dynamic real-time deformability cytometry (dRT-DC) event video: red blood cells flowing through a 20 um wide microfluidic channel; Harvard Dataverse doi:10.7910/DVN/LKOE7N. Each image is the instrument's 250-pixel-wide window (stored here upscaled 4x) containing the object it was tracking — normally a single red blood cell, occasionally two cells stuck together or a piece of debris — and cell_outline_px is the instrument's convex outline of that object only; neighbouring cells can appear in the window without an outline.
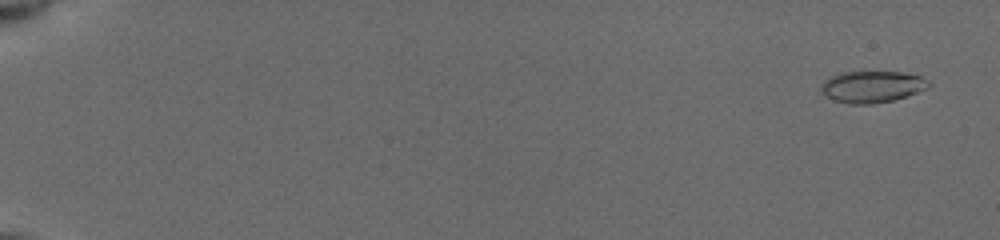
{"species": "common noctule bat (a hibernating species)", "species_latin": "Nyctalus noctula", "temperature_condition": "cold", "stored_images_in_passage": 55, "camera_frame_rate_fps": 3000, "um_per_image_px": 0.085, "animal": {"sex": "female", "body_mass_g": 19.5, "forearm_length_mm": 54.1}, "frame": {"image": 1, "passage_image": 2, "time_ms": 0.667, "image_size_px": [1000, 240], "cell_outline_px": [[932, 84], [928, 88], [892, 100], [872, 104], [848, 104], [832, 100], [820, 92], [820, 84], [828, 76], [844, 72], [900, 72], [920, 76]], "centroid_in_image_um": [74.05, 7.37], "position_along_channel_um": 11.0, "area_um2": 19.88}}
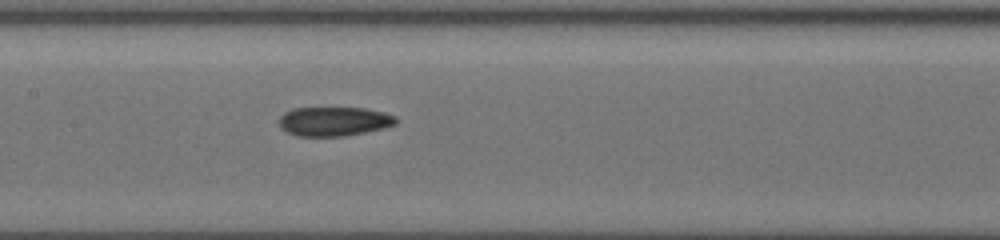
{"frame": {"image": 2, "passage_image": 25, "time_ms": 9.667, "image_size_px": [1000, 240], "cell_outline_px": [[400, 120], [396, 124], [384, 128], [344, 136], [296, 136], [280, 128], [280, 116], [284, 112], [292, 108], [364, 108], [384, 112], [396, 116]], "centroid_in_image_um": [28.41, 10.31], "position_along_channel_um": 179.0, "area_um2": 20.0}}
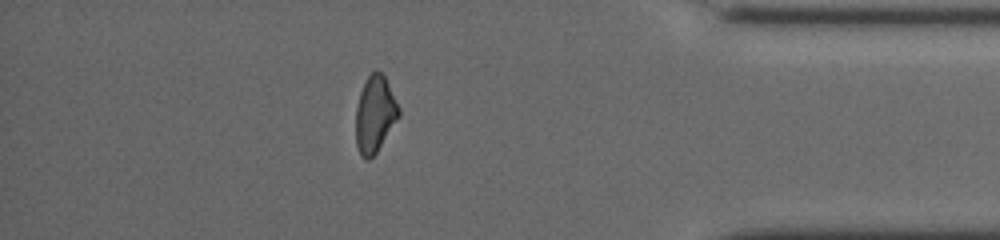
{"frame": {"image": 3, "passage_image": 46, "time_ms": 16.0, "image_size_px": [1000, 240], "cell_outline_px": [[400, 116], [376, 152], [368, 160], [364, 160], [360, 156], [356, 144], [356, 108], [360, 92], [368, 76], [372, 72], [380, 72], [384, 76], [400, 108]], "centroid_in_image_um": [31.86, 9.75], "position_along_channel_um": 403.3, "area_um2": 18.96}, "authors_computed_cell_mechanics": {"area_um2": 20.0566, "velocity_mm_per_s": 3.9509, "shape_relaxation_time_tau1_ms": null, "shape_relaxation_time_tau2_ms": 3.6373, "deformation_change_tau1": null, "deformation_change_tau2": 0.0979}}